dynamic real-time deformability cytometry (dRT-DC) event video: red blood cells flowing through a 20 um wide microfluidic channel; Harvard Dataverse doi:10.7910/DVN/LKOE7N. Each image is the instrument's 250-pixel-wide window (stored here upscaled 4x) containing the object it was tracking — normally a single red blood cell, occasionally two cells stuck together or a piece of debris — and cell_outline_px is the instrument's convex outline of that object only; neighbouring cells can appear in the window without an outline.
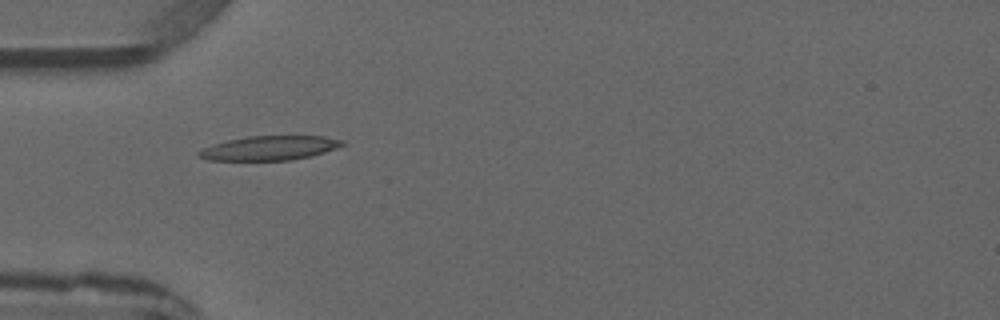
{"species": "common noctule bat (a hibernating species)", "species_latin": "Nyctalus noctula", "temperature_condition": "warm", "stored_images_in_passage": 4, "camera_frame_rate_fps": 3000, "um_per_image_px": 0.085, "animal": {"sex": "male", "forearm_length_mm": 52.5}, "frame": {"image": 1, "passage_image": 3, "time_ms": 3.333, "image_size_px": [1000, 320], "cell_outline_px": [[344, 144], [336, 148], [324, 152], [292, 160], [208, 160], [196, 156], [196, 152], [204, 148], [228, 140], [248, 136], [324, 136], [344, 140]], "centroid_in_image_um": [22.9, 12.58], "position_along_channel_um": 62.1, "area_um2": 20.11}}
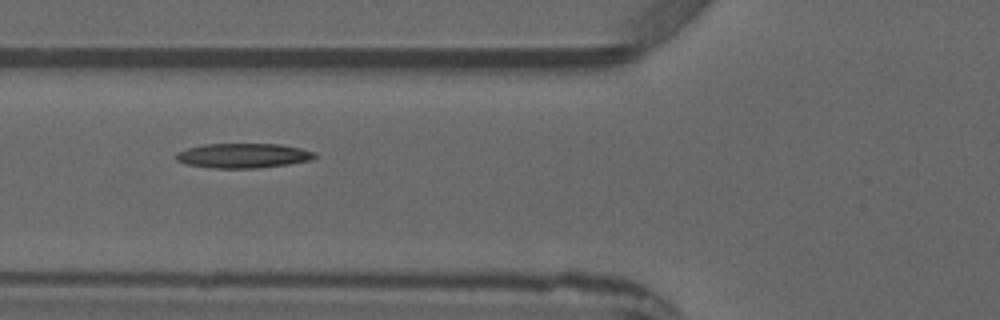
{"frame": {"image": 2, "passage_image": 4, "time_ms": 4.333, "image_size_px": [1000, 320], "cell_outline_px": [[316, 156], [312, 160], [288, 164], [256, 168], [212, 168], [188, 164], [176, 160], [176, 152], [188, 148], [204, 144], [280, 144], [300, 148], [316, 152]], "centroid_in_image_um": [20.69, 13.23], "position_along_channel_um": 105.1, "area_um2": 19.88}}